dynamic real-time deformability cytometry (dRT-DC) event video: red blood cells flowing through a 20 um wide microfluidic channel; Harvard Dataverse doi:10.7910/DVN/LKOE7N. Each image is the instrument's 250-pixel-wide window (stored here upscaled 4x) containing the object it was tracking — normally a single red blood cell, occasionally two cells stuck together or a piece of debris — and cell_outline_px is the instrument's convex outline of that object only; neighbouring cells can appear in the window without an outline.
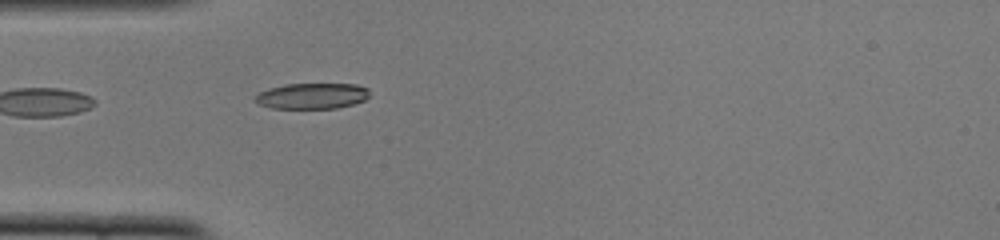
{"species": "common noctule bat (a hibernating species)", "species_latin": "Nyctalus noctula", "temperature_condition": "cold", "stored_images_in_passage": 36, "camera_frame_rate_fps": 3000, "um_per_image_px": 0.085, "animal": {"sex": "female", "body_mass_g": 22.0, "forearm_length_mm": 56.7}, "frame": {"image": 1, "passage_image": 1, "time_ms": 0.0, "image_size_px": [1000, 240], "cell_outline_px": [[368, 96], [364, 100], [352, 104], [336, 108], [272, 108], [256, 104], [252, 100], [260, 92], [268, 88], [284, 84], [356, 84], [368, 88]], "centroid_in_image_um": [26.47, 8.15], "position_along_channel_um": 58.5, "area_um2": 17.22}}
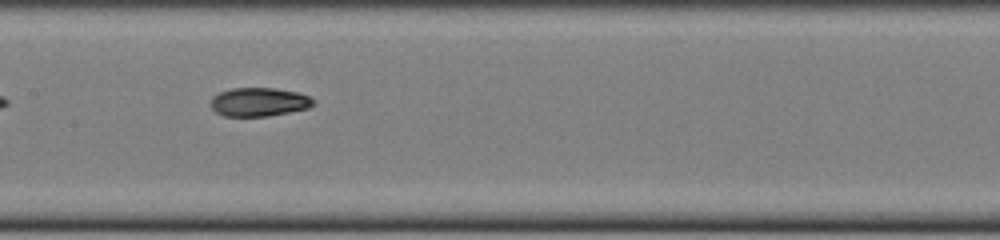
{"frame": {"image": 2, "passage_image": 11, "time_ms": 3.333, "image_size_px": [1000, 240], "cell_outline_px": [[316, 104], [308, 108], [268, 116], [224, 116], [216, 112], [208, 104], [212, 96], [220, 92], [232, 88], [276, 88], [300, 92], [316, 100]], "centroid_in_image_um": [22.02, 8.66], "position_along_channel_um": 185.4, "area_um2": 17.4}}
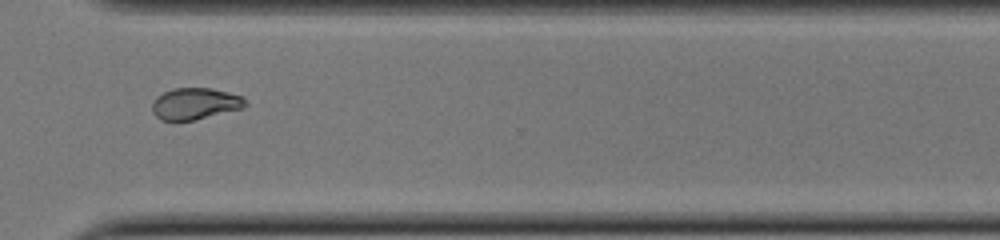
{"frame": {"image": 3, "passage_image": 24, "time_ms": 7.667, "image_size_px": [1000, 240], "cell_outline_px": [[248, 104], [244, 108], [192, 120], [160, 120], [152, 112], [152, 100], [156, 96], [172, 88], [212, 88], [244, 96]], "centroid_in_image_um": [16.59, 8.8], "position_along_channel_um": 354.0, "area_um2": 17.28}, "authors_computed_cell_mechanics": {"area_um2": 17.8891, "velocity_mm_per_s": 3.8765, "shape_relaxation_time_tau1_ms": null, "shape_relaxation_time_tau2_ms": 3.0158, "deformation_change_tau1": null, "deformation_change_tau2": 0.0771}}